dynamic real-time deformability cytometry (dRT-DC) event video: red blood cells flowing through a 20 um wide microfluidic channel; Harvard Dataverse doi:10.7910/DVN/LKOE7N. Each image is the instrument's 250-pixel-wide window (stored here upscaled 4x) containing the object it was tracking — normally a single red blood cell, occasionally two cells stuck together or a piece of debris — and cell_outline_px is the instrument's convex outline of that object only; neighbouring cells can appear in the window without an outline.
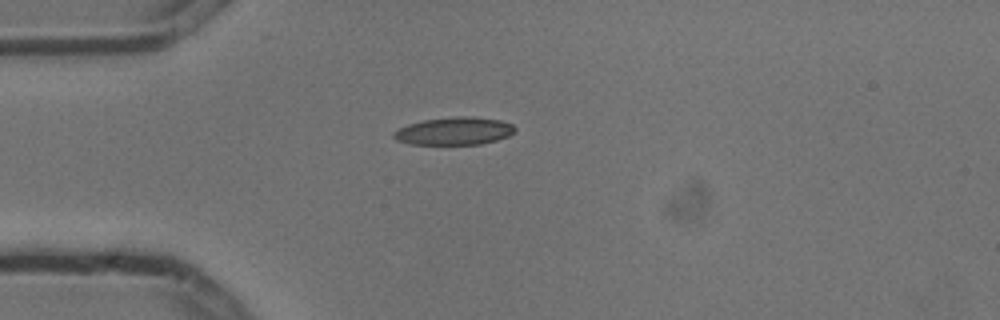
{"species": "common noctule bat (a hibernating species)", "species_latin": "Nyctalus noctula", "temperature_condition": "cold", "stored_images_in_passage": 6, "camera_frame_rate_fps": 3000, "um_per_image_px": 0.085, "animal": {"sex": "male", "body_mass_g": 13.3}, "frame": {"image": 1, "passage_image": 6, "time_ms": 1.667, "image_size_px": [1000, 320], "cell_outline_px": [[516, 132], [508, 136], [496, 140], [480, 144], [408, 144], [396, 140], [392, 136], [392, 132], [408, 124], [424, 120], [460, 116], [472, 116], [500, 120], [512, 124], [516, 128]], "centroid_in_image_um": [38.61, 11.14], "position_along_channel_um": 46.4, "area_um2": 19.59}}